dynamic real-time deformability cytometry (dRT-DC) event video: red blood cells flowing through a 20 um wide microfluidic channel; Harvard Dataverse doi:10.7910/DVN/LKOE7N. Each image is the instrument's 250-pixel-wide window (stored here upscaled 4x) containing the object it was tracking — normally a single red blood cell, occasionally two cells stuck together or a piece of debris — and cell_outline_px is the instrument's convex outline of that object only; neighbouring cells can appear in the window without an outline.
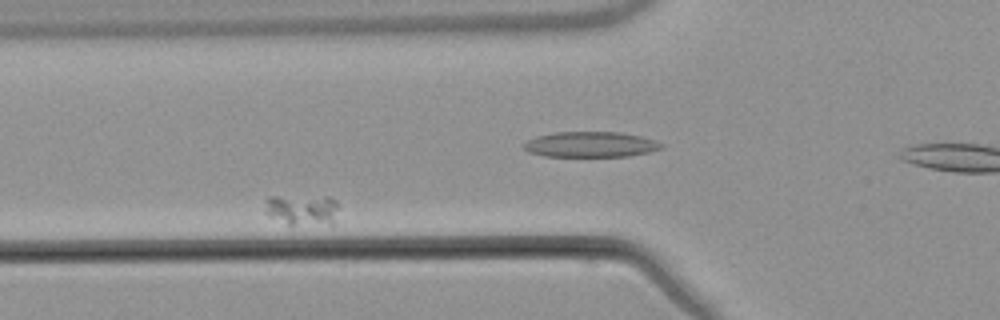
{"species": "common noctule bat (a hibernating species)", "species_latin": "Nyctalus noctula", "temperature_condition": "warm", "stored_images_in_passage": 4, "camera_frame_rate_fps": 3000, "um_per_image_px": 0.085, "animal": {"sex": "male", "body_mass_g": 21.5, "forearm_length_mm": 52.0}, "frame": {"image": 1, "passage_image": 3, "time_ms": 2.333, "image_size_px": [1000, 320], "cell_outline_px": [[340, 208], [332, 224], [288, 224], [272, 216], [268, 212], [264, 200], [268, 196], [328, 196], [336, 200]], "centroid_in_image_um": [25.76, 17.79], "position_along_channel_um": 100.0, "area_um2": 13.24}}